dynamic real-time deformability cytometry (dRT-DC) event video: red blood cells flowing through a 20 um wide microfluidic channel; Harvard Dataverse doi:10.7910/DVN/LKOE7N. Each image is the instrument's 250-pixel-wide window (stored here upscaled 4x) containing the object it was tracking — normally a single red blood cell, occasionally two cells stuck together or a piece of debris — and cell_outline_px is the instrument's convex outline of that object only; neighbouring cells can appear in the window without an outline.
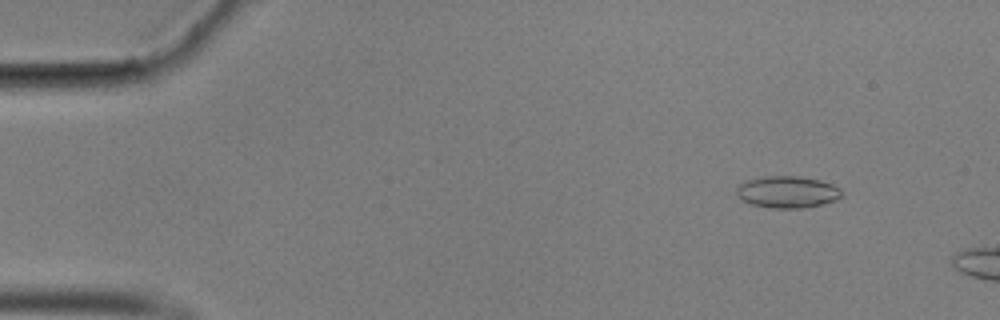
{"species": "common noctule bat (a hibernating species)", "species_latin": "Nyctalus noctula", "temperature_condition": "cold", "stored_images_in_passage": 7, "camera_frame_rate_fps": 3000, "um_per_image_px": 0.085, "animal": {"sex": "male", "body_mass_g": 17.9}, "frame": {"image": 1, "passage_image": 2, "time_ms": 0.333, "image_size_px": [1000, 320], "cell_outline_px": [[840, 196], [836, 200], [804, 208], [772, 208], [752, 204], [736, 196], [736, 188], [740, 184], [748, 180], [768, 176], [800, 176], [820, 180], [832, 184], [840, 188]], "centroid_in_image_um": [66.92, 16.31], "position_along_channel_um": 18.1, "area_um2": 19.31}}